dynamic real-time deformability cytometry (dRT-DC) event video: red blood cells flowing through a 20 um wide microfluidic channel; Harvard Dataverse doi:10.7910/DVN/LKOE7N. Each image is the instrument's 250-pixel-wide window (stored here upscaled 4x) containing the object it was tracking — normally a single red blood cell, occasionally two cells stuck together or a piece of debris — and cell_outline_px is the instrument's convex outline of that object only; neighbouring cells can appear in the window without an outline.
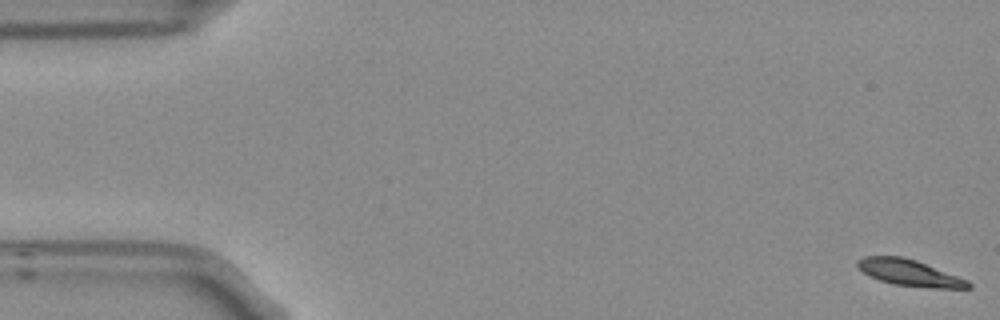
{"species": "Egyptian fruit bat (a non-hibernating species)", "species_latin": "Rousettus aegyptiacus", "temperature_condition": "room temperature", "stored_images_in_passage": 4, "camera_frame_rate_fps": 3000, "um_per_image_px": 0.085, "frame": {"image": 1, "passage_image": 1, "time_ms": 0.0, "image_size_px": [1000, 320], "cell_outline_px": [[972, 288], [932, 288], [892, 284], [868, 276], [856, 264], [856, 260], [864, 256], [900, 256], [916, 260], [968, 280], [972, 284]], "centroid_in_image_um": [77.3, 23.19], "position_along_channel_um": 7.7, "area_um2": 16.94}}
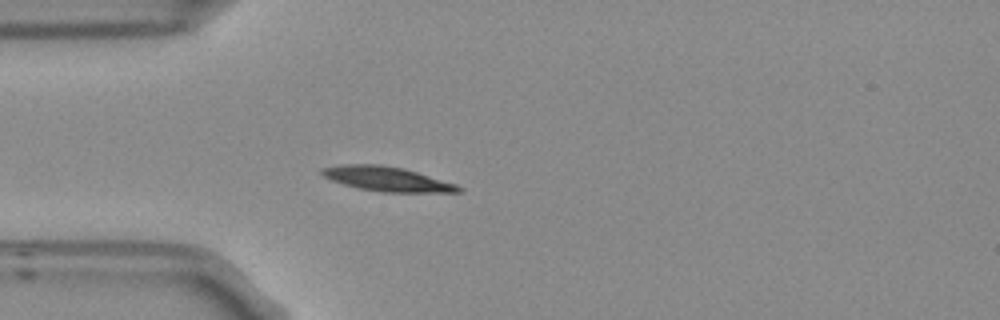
{"frame": {"image": 2, "passage_image": 4, "time_ms": 1.0, "image_size_px": [1000, 320], "cell_outline_px": [[464, 192], [380, 192], [360, 188], [344, 184], [332, 180], [324, 176], [320, 172], [320, 168], [344, 164], [380, 164], [404, 168], [456, 184], [464, 188]], "centroid_in_image_um": [32.92, 15.21], "position_along_channel_um": 52.1, "area_um2": 19.48}}